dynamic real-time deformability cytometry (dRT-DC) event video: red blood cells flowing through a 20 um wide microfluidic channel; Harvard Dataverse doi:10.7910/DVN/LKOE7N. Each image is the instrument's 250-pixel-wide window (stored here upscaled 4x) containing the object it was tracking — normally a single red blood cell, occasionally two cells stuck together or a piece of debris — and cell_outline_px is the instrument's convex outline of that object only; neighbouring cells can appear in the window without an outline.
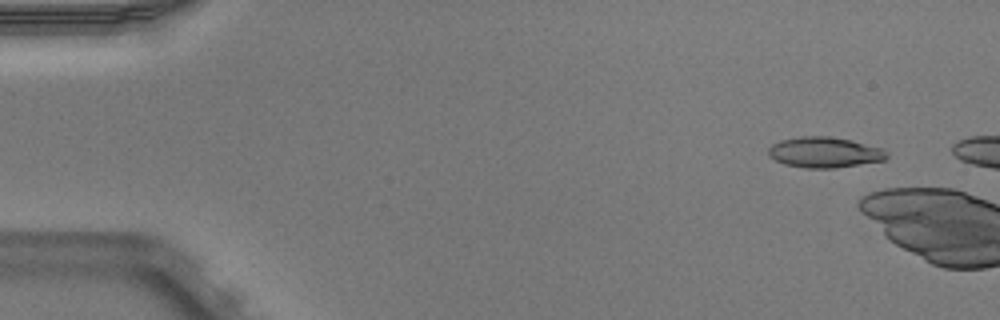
{"species": "Egyptian fruit bat (a non-hibernating species)", "species_latin": "Rousettus aegyptiacus", "temperature_condition": "warm", "stored_images_in_passage": 6, "camera_frame_rate_fps": 3000, "um_per_image_px": 0.085, "animal": {"sex": "male"}, "frame": {"image": 1, "passage_image": 4, "time_ms": 1.0, "image_size_px": [1000, 320], "cell_outline_px": [[888, 156], [884, 160], [836, 168], [804, 168], [784, 164], [768, 156], [768, 148], [772, 144], [780, 140], [800, 136], [832, 136], [852, 140], [884, 148], [888, 152]], "centroid_in_image_um": [70.09, 12.94], "position_along_channel_um": 14.9, "area_um2": 21.39}}